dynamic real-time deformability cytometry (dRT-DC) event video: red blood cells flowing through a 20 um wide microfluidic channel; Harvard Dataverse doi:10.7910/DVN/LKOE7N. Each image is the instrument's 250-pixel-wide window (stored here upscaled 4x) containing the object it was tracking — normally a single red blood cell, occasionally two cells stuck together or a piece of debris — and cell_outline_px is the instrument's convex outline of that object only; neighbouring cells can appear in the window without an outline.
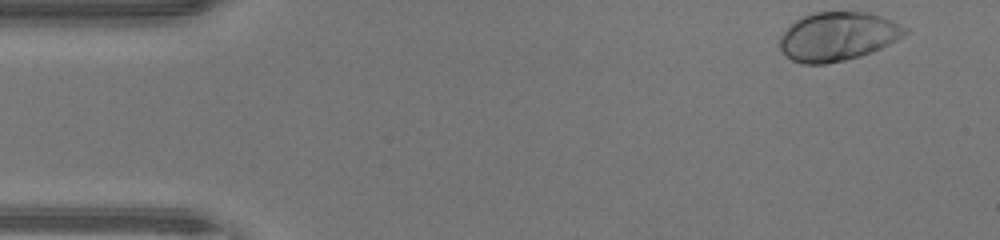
{"species": "human", "species_latin": "Homo sapiens", "temperature_condition": "warm", "stored_images_in_passage": 45, "camera_frame_rate_fps": 3000, "um_per_image_px": 0.085, "donor": {"sex": "male"}, "frame": {"image": 1, "passage_image": 1, "time_ms": 0.0, "image_size_px": [1000, 240], "cell_outline_px": [[908, 32], [896, 40], [872, 52], [860, 56], [844, 60], [824, 64], [804, 64], [792, 60], [780, 48], [780, 36], [796, 20], [812, 12], [868, 12], [892, 20], [908, 28]], "centroid_in_image_um": [71.22, 3.09], "position_along_channel_um": 13.8, "area_um2": 35.26}}
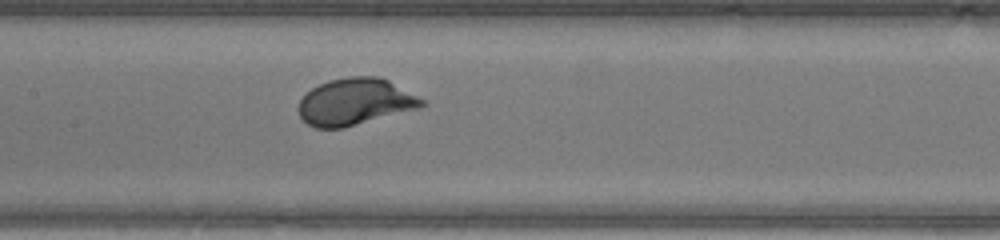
{"frame": {"image": 2, "passage_image": 20, "time_ms": 6.333, "image_size_px": [1000, 240], "cell_outline_px": [[428, 104], [420, 108], [344, 128], [316, 128], [308, 124], [300, 116], [296, 108], [300, 100], [312, 88], [328, 80], [348, 76], [380, 76], [388, 80], [424, 100]], "centroid_in_image_um": [30.18, 8.65], "position_along_channel_um": 177.2, "area_um2": 33.7}}
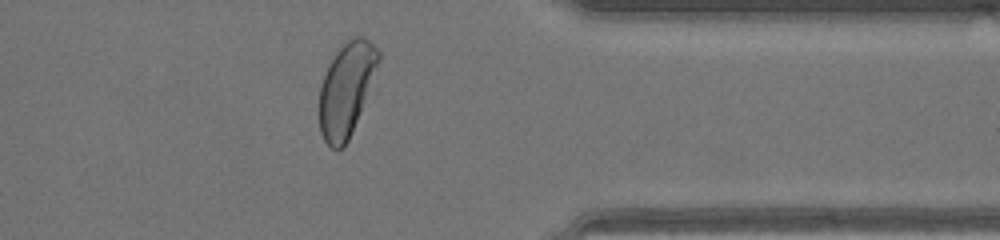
{"frame": {"image": 3, "passage_image": 35, "time_ms": 11.333, "image_size_px": [1000, 240], "cell_outline_px": [[380, 60], [360, 112], [348, 140], [344, 148], [336, 152], [324, 140], [320, 132], [320, 84], [328, 64], [340, 44], [356, 36], [364, 36], [380, 52]], "centroid_in_image_um": [29.42, 7.57], "position_along_channel_um": 382.0, "area_um2": 32.02}, "authors_computed_cell_mechanics": {"area_um2": 33.524, "velocity_mm_per_s": 4.3699, "shape_relaxation_time_tau1_ms": 1.811, "shape_relaxation_time_tau2_ms": null, "deformation_change_tau1": 0.1785, "deformation_change_tau2": null}}